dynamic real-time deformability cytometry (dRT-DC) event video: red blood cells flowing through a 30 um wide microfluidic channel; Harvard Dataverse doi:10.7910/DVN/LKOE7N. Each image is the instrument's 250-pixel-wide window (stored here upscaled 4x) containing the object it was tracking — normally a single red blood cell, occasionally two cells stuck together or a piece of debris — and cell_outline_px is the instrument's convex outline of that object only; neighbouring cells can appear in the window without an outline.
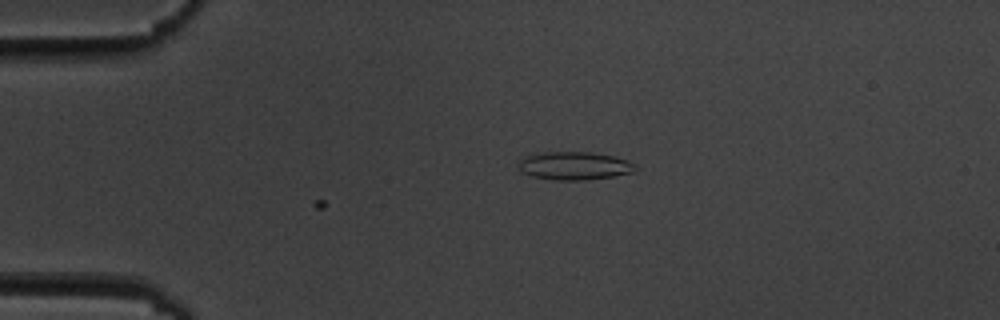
{"species": "common noctule bat (a hibernating species)", "species_latin": "Nyctalus noctula", "temperature_condition": "cold", "stored_images_in_passage": 2, "camera_frame_rate_fps": 3000, "um_per_image_px": 0.085, "animal": {"sex": "male", "body_mass_g": 19.5, "forearm_length_mm": 54.6}, "frame": {"image": 1, "passage_image": 2, "time_ms": 0.333, "image_size_px": [1000, 320], "cell_outline_px": [[636, 172], [612, 176], [584, 180], [552, 180], [532, 176], [520, 172], [516, 164], [520, 160], [528, 156], [544, 152], [592, 152], [612, 156], [636, 164]], "centroid_in_image_um": [48.79, 14.1], "position_along_channel_um": 36.2, "area_um2": 19.13}}